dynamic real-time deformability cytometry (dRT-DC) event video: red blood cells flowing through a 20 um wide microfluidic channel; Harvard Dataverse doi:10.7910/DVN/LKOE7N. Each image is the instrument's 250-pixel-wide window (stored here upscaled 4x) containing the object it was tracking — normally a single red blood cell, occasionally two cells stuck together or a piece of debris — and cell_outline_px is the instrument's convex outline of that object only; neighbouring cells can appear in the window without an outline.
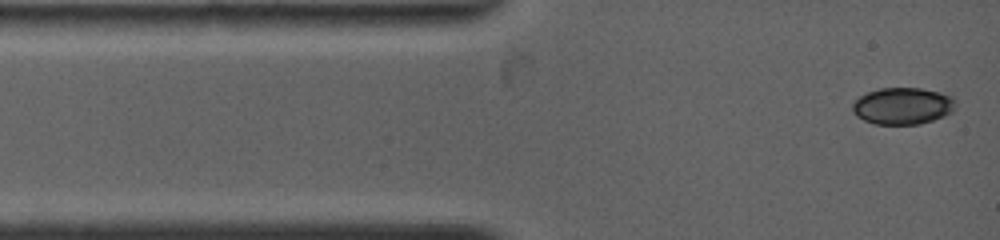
{"species": "common noctule bat (a hibernating species)", "species_latin": "Nyctalus noctula", "temperature_condition": "warm", "stored_images_in_passage": 66, "camera_frame_rate_fps": 4500, "um_per_image_px": 0.085, "animal": {"sex": "female", "body_mass_g": 19.0, "forearm_length_mm": 53.3}, "frame": {"image": 1, "passage_image": 1, "time_ms": 0.0, "image_size_px": [1000, 240], "cell_outline_px": [[956, 104], [952, 112], [944, 116], [920, 124], [876, 124], [864, 120], [856, 116], [852, 112], [852, 104], [860, 96], [868, 92], [880, 88], [920, 88], [940, 92], [952, 96], [956, 100]], "centroid_in_image_um": [76.74, 9.0], "position_along_channel_um": 8.3, "area_um2": 22.2}}
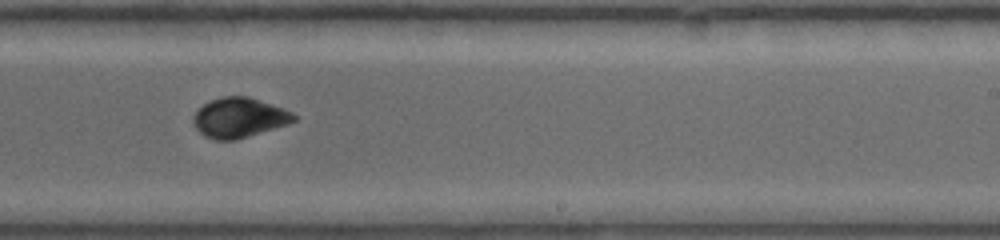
{"frame": {"image": 2, "passage_image": 28, "time_ms": 7.778, "image_size_px": [1000, 240], "cell_outline_px": [[296, 120], [288, 124], [232, 140], [216, 140], [204, 136], [196, 128], [192, 120], [192, 116], [204, 104], [212, 100], [224, 96], [248, 96], [284, 108], [292, 112], [296, 116]], "centroid_in_image_um": [20.32, 9.99], "position_along_channel_um": 268.7, "area_um2": 23.06}}
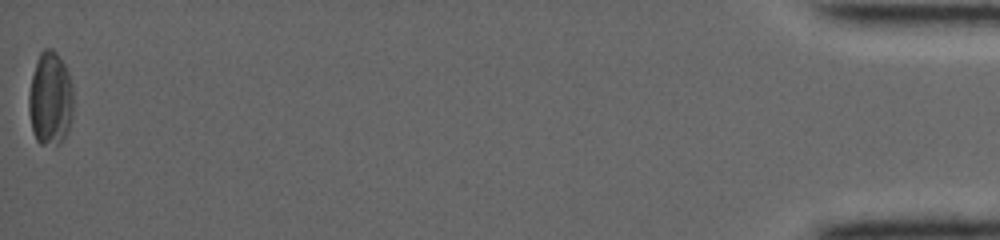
{"frame": {"image": 3, "passage_image": 65, "time_ms": 16.222, "image_size_px": [1000, 240], "cell_outline_px": [[72, 120], [60, 144], [40, 144], [36, 140], [32, 132], [28, 112], [28, 92], [36, 60], [40, 52], [44, 48], [52, 48], [56, 52], [64, 64], [68, 72], [72, 88]], "centroid_in_image_um": [4.24, 8.39], "position_along_channel_um": 431.0, "area_um2": 24.51}, "authors_computed_cell_mechanics": {"area_um2": 22.8599, "velocity_mm_per_s": 3.8776, "shape_relaxation_time_tau1_ms": 3.5353, "shape_relaxation_time_tau2_ms": 3.1776, "deformation_change_tau1": 0.0956, "deformation_change_tau2": 0.0423}}